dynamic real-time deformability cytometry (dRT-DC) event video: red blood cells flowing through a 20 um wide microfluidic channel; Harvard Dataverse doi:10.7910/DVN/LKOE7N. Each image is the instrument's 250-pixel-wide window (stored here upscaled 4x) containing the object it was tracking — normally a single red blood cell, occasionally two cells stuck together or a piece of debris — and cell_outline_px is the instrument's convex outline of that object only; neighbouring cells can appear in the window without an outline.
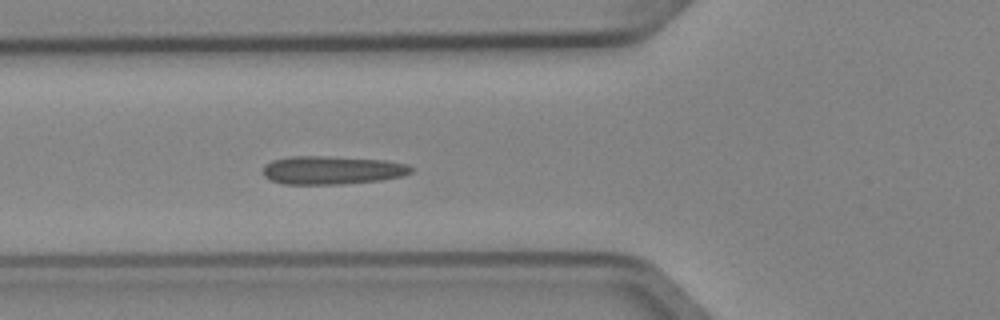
{"species": "Egyptian fruit bat (a non-hibernating species)", "species_latin": "Rousettus aegyptiacus", "temperature_condition": "cold", "stored_images_in_passage": 5, "camera_frame_rate_fps": 3000, "um_per_image_px": 0.085, "animal": {"sex": "female"}, "frame": {"image": 1, "passage_image": 5, "time_ms": 1.333, "image_size_px": [1000, 320], "cell_outline_px": [[412, 172], [400, 176], [380, 180], [340, 184], [284, 184], [272, 180], [264, 176], [264, 164], [272, 160], [292, 156], [320, 156], [384, 160], [408, 164], [412, 168]], "centroid_in_image_um": [28.2, 14.46], "position_along_channel_um": 97.6, "area_um2": 24.22}}